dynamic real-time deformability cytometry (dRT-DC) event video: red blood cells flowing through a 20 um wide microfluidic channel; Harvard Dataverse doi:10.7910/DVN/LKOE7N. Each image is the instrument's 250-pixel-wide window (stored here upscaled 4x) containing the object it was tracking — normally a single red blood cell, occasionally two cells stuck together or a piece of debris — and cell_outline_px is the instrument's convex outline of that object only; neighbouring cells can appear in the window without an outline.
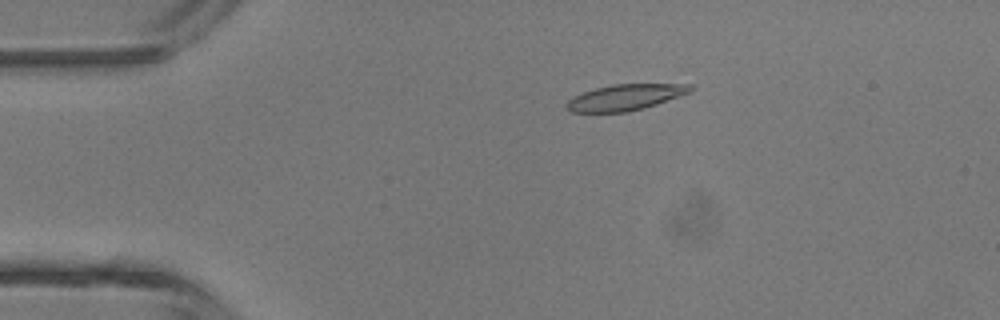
{"species": "common noctule bat (a hibernating species)", "species_latin": "Nyctalus noctula", "temperature_condition": "room temperature", "stored_images_in_passage": 4, "camera_frame_rate_fps": 3000, "um_per_image_px": 0.085, "animal": {"sex": "male", "body_mass_g": 13.3}, "frame": {"image": 1, "passage_image": 3, "time_ms": 2.333, "image_size_px": [1000, 320], "cell_outline_px": [[692, 88], [688, 92], [656, 104], [644, 108], [624, 112], [572, 112], [564, 104], [572, 96], [596, 88], [612, 84], [692, 84]], "centroid_in_image_um": [53.09, 8.27], "position_along_channel_um": 31.9, "area_um2": 18.44}}